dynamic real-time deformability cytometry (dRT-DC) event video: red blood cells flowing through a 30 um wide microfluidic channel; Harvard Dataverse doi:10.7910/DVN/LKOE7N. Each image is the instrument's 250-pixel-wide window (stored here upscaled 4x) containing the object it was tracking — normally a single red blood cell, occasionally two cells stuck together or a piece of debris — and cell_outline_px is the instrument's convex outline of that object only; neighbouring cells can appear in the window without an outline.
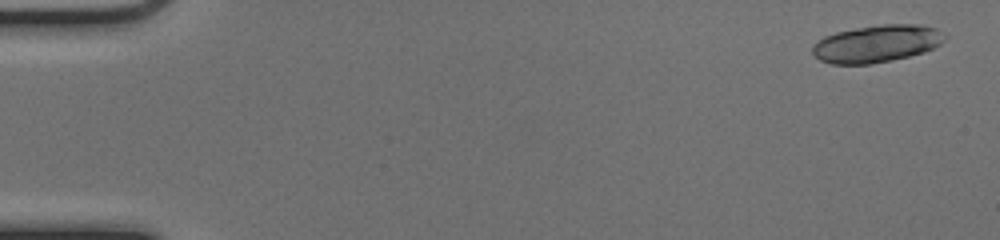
{"species": "common noctule bat (a hibernating species)", "species_latin": "Nyctalus noctula", "temperature_condition": "cold", "stored_images_in_passage": 19, "camera_frame_rate_fps": 3000, "um_per_image_px": 0.085, "animal": {"sex": "female", "body_mass_g": 17.0, "forearm_length_mm": 48.0}, "frame": {"image": 1, "passage_image": 2, "time_ms": 0.333, "image_size_px": [1000, 240], "cell_outline_px": [[948, 36], [940, 44], [924, 52], [892, 60], [872, 64], [832, 64], [820, 60], [812, 52], [812, 44], [824, 36], [836, 32], [856, 28], [880, 24], [920, 24], [936, 28]], "centroid_in_image_um": [74.52, 3.7], "position_along_channel_um": 10.5, "area_um2": 28.9}}
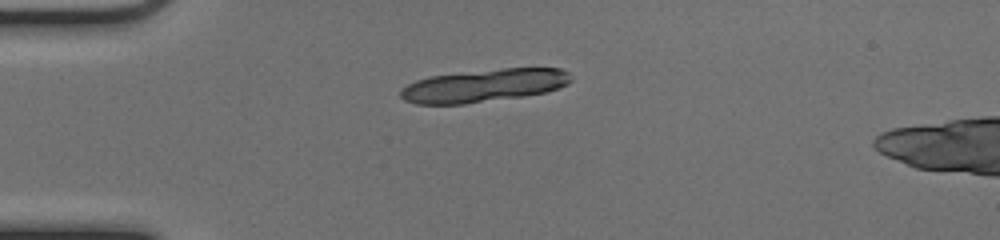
{"frame": {"image": 2, "passage_image": 14, "time_ms": 4.333, "image_size_px": [1000, 240], "cell_outline_px": [[572, 80], [568, 84], [544, 92], [524, 96], [464, 104], [416, 104], [404, 100], [400, 96], [400, 88], [416, 80], [428, 76], [504, 68], [560, 68], [568, 72]], "centroid_in_image_um": [41.1, 7.27], "position_along_channel_um": 43.9, "area_um2": 32.54}}